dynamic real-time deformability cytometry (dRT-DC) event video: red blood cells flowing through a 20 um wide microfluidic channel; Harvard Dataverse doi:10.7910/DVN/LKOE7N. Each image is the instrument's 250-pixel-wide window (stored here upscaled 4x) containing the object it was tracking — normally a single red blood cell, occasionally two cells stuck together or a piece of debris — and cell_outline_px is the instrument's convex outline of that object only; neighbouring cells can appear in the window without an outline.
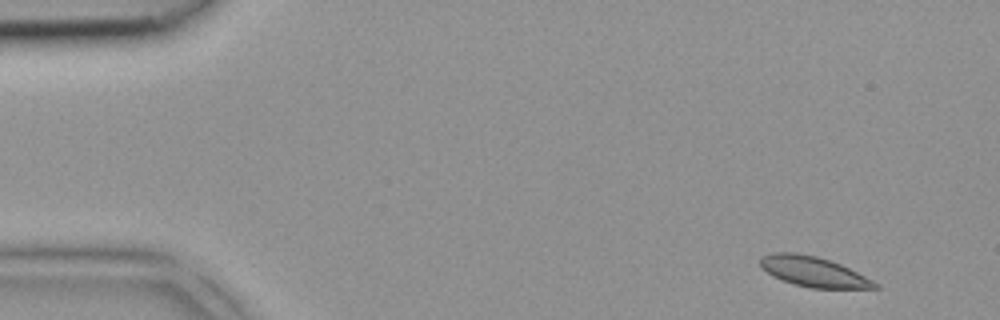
{"species": "common noctule bat (a hibernating species)", "species_latin": "Nyctalus noctula", "temperature_condition": "room temperature", "stored_images_in_passage": 5, "camera_frame_rate_fps": 3000, "um_per_image_px": 0.085, "animal": {"sex": "female", "body_mass_g": 18.4}, "frame": {"image": 1, "passage_image": 1, "time_ms": 0.0, "image_size_px": [1000, 320], "cell_outline_px": [[880, 288], [812, 288], [796, 284], [772, 276], [760, 264], [760, 256], [772, 252], [796, 252], [816, 256], [840, 264], [880, 284]], "centroid_in_image_um": [69.13, 23.08], "position_along_channel_um": 15.9, "area_um2": 19.83}}
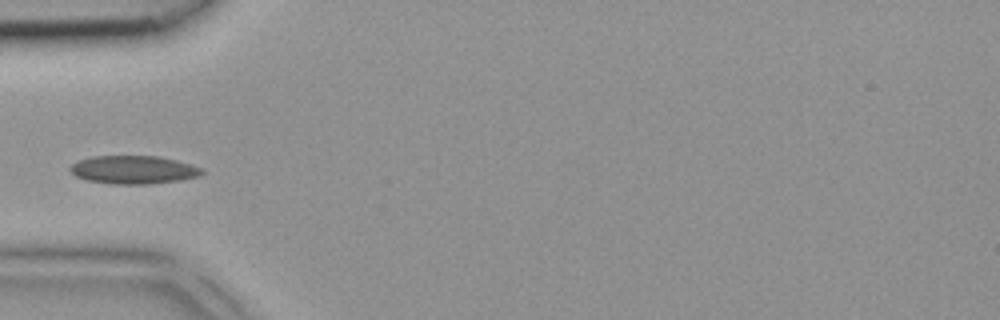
{"frame": {"image": 2, "passage_image": 4, "time_ms": 1.0, "image_size_px": [1000, 320], "cell_outline_px": [[204, 172], [200, 176], [180, 180], [152, 184], [112, 184], [88, 180], [76, 176], [68, 168], [72, 164], [80, 160], [92, 156], [160, 156], [176, 160], [204, 168]], "centroid_in_image_um": [11.39, 14.43], "position_along_channel_um": 73.6, "area_um2": 21.73}}